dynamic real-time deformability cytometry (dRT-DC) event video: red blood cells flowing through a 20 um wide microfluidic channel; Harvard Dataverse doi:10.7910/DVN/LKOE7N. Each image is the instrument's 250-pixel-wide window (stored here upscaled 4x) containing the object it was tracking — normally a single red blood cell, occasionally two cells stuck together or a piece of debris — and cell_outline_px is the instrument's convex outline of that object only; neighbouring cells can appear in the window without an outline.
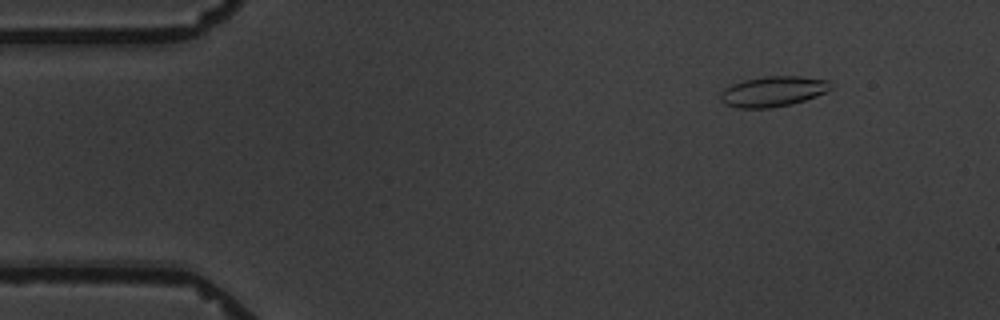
{"species": "common noctule bat (a hibernating species)", "species_latin": "Nyctalus noctula", "temperature_condition": "warm", "stored_images_in_passage": 4, "camera_frame_rate_fps": 3000, "um_per_image_px": 0.085, "animal": {"sex": "male", "body_mass_g": 19.5, "forearm_length_mm": 54.6}, "frame": {"image": 1, "passage_image": 2, "time_ms": 1.0, "image_size_px": [1000, 320], "cell_outline_px": [[832, 88], [816, 96], [792, 104], [768, 108], [740, 108], [724, 104], [720, 100], [720, 96], [724, 88], [732, 84], [744, 80], [764, 76], [800, 76], [828, 80], [832, 84]], "centroid_in_image_um": [65.7, 7.77], "position_along_channel_um": 19.3, "area_um2": 19.48}}